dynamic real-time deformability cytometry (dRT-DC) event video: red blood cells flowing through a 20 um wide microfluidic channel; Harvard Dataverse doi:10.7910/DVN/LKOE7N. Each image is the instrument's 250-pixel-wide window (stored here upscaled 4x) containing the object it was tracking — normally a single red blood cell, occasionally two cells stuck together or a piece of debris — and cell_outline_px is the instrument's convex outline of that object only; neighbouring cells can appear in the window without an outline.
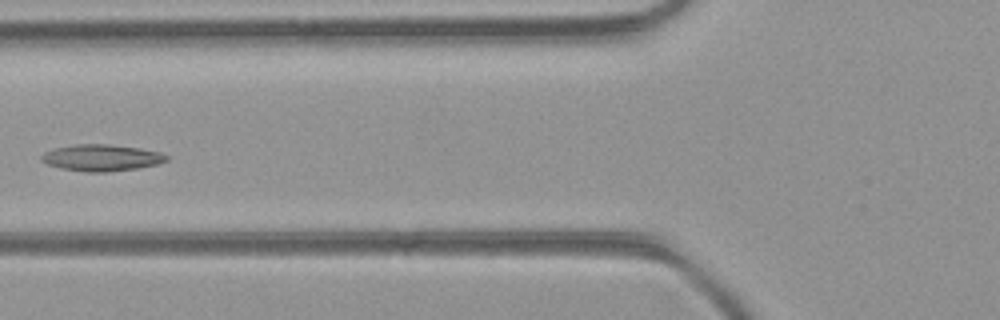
{"species": "common noctule bat (a hibernating species)", "species_latin": "Nyctalus noctula", "temperature_condition": "room temperature", "stored_images_in_passage": 4, "camera_frame_rate_fps": 3000, "um_per_image_px": 0.085, "animal": {"sex": "female", "body_mass_g": 21.9}, "frame": {"image": 1, "passage_image": 4, "time_ms": 1.0, "image_size_px": [1000, 320], "cell_outline_px": [[168, 160], [156, 164], [136, 168], [104, 172], [88, 172], [60, 168], [48, 164], [40, 160], [40, 156], [44, 152], [56, 148], [76, 144], [108, 144], [140, 148], [160, 152], [168, 156]], "centroid_in_image_um": [8.61, 13.4], "position_along_channel_um": 117.2, "area_um2": 19.19}}